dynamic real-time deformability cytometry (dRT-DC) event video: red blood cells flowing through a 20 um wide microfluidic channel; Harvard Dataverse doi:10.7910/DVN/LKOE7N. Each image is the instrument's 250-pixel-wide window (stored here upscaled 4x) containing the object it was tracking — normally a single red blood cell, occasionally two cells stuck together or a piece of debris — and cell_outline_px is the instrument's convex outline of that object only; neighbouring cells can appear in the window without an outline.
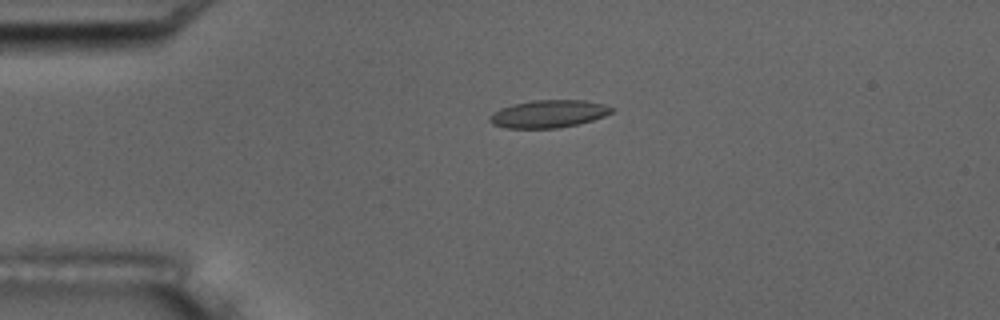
{"species": "common noctule bat (a hibernating species)", "species_latin": "Nyctalus noctula", "temperature_condition": "room temperature", "stored_images_in_passage": 5, "camera_frame_rate_fps": 3000, "um_per_image_px": 0.085, "animal": {"sex": "male", "body_mass_g": 17.5, "forearm_length_mm": 52.3}, "frame": {"image": 1, "passage_image": 4, "time_ms": 3.333, "image_size_px": [1000, 320], "cell_outline_px": [[616, 108], [612, 112], [604, 116], [580, 124], [556, 128], [508, 128], [492, 124], [488, 120], [488, 116], [500, 108], [512, 104], [532, 100], [584, 100], [604, 104]], "centroid_in_image_um": [46.63, 9.67], "position_along_channel_um": 38.4, "area_um2": 19.77}}